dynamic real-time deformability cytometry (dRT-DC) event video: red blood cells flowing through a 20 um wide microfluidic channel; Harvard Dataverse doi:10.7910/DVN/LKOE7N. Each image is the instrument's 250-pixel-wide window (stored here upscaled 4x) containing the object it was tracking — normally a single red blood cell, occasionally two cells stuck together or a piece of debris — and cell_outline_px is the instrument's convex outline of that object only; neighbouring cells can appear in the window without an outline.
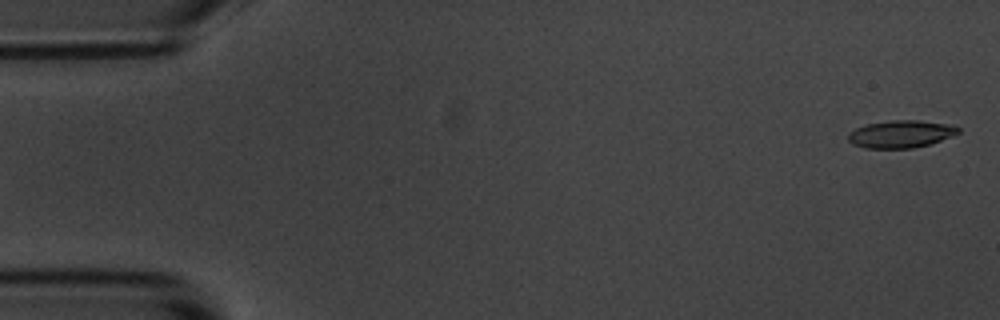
{"species": "common noctule bat (a hibernating species)", "species_latin": "Nyctalus noctula", "temperature_condition": "room temperature", "stored_images_in_passage": 5, "camera_frame_rate_fps": 3000, "um_per_image_px": 0.085, "animal": {"sex": "male", "body_mass_g": 20.1, "forearm_length_mm": 53.5}, "frame": {"image": 1, "passage_image": 1, "time_ms": 0.0, "image_size_px": [1000, 320], "cell_outline_px": [[960, 132], [952, 136], [928, 144], [912, 148], [864, 148], [852, 144], [848, 140], [848, 132], [856, 128], [868, 124], [888, 120], [920, 120], [948, 124], [960, 128]], "centroid_in_image_um": [76.54, 11.39], "position_along_channel_um": 8.5, "area_um2": 17.57}}